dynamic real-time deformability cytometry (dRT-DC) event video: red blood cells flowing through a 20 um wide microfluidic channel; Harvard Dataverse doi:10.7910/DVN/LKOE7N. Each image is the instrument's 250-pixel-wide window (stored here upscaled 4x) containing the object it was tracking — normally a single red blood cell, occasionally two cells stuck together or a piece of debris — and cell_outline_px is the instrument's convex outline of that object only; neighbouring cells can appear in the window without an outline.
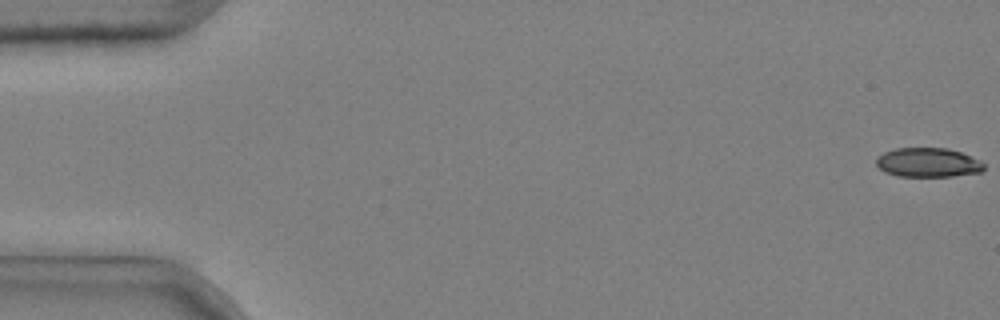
{"species": "common noctule bat (a hibernating species)", "species_latin": "Nyctalus noctula", "temperature_condition": "cold", "stored_images_in_passage": 5, "camera_frame_rate_fps": 3000, "um_per_image_px": 0.085, "animal": {"sex": "male", "body_mass_g": 20.4}, "frame": {"image": 1, "passage_image": 1, "time_ms": 0.0, "image_size_px": [1000, 320], "cell_outline_px": [[984, 168], [980, 172], [952, 176], [900, 176], [884, 172], [876, 164], [876, 156], [884, 152], [896, 148], [948, 148], [960, 152], [980, 160], [984, 164]], "centroid_in_image_um": [78.86, 13.81], "position_along_channel_um": 6.1, "area_um2": 18.32}}